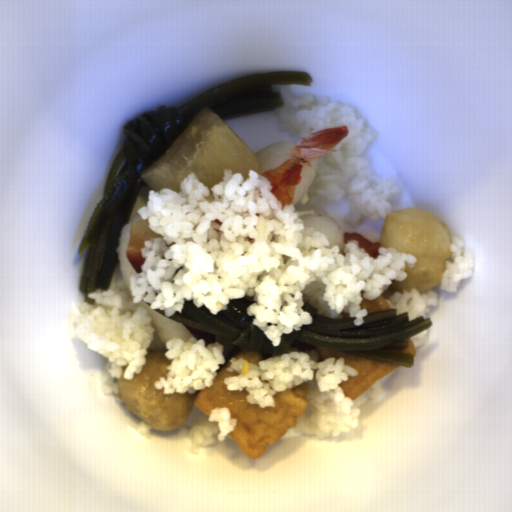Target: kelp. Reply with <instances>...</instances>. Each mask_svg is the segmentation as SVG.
I'll return each mask as SVG.
<instances>
[{
	"mask_svg": "<svg viewBox=\"0 0 512 512\" xmlns=\"http://www.w3.org/2000/svg\"><path fill=\"white\" fill-rule=\"evenodd\" d=\"M256 301L248 295L233 298L216 315L206 305L197 307L186 300L182 313L169 316L173 322L205 333L230 340L229 345L261 355L278 357L286 354L294 343L317 349H337L347 355L391 364L401 368H413L415 358L406 349L408 340L426 332L432 326V318L421 315L410 321L408 311L397 314V309L368 312L362 325H355V317L342 312V318L330 319L317 314L309 303L302 310L308 311L311 324L302 325L300 331L283 334L279 346H274L267 335L253 324L254 315H248L247 307Z\"/></svg>",
	"mask_w": 512,
	"mask_h": 512,
	"instance_id": "cf089659",
	"label": "kelp"
},
{
	"mask_svg": "<svg viewBox=\"0 0 512 512\" xmlns=\"http://www.w3.org/2000/svg\"><path fill=\"white\" fill-rule=\"evenodd\" d=\"M309 74L290 70L255 73L215 86L175 107H158L130 119L123 143L108 174L102 197L83 233L77 255L86 253L80 293L83 301L96 289L109 291L118 262L120 233L132 218L145 180L141 172L157 159L204 107L225 123L275 112L284 106L274 86L312 87Z\"/></svg>",
	"mask_w": 512,
	"mask_h": 512,
	"instance_id": "99668d17",
	"label": "kelp"
}]
</instances>
